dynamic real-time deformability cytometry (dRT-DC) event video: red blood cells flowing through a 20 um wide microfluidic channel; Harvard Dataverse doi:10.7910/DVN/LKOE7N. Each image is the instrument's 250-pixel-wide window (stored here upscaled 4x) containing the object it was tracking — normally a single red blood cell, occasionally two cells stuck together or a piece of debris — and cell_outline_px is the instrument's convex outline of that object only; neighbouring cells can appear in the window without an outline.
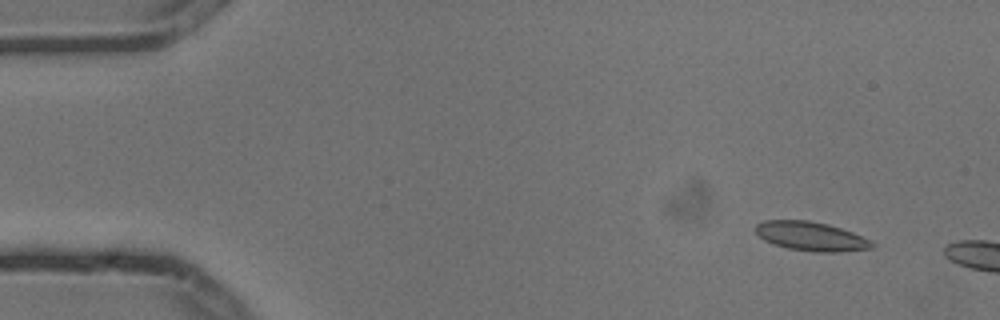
{"species": "common noctule bat (a hibernating species)", "species_latin": "Nyctalus noctula", "temperature_condition": "cold", "stored_images_in_passage": 4, "camera_frame_rate_fps": 3000, "um_per_image_px": 0.085, "animal": {"sex": "male", "body_mass_g": 13.3}, "frame": {"image": 1, "passage_image": 1, "time_ms": 0.0, "image_size_px": [1000, 320], "cell_outline_px": [[876, 248], [840, 252], [816, 252], [788, 248], [764, 240], [756, 232], [756, 224], [764, 220], [808, 220], [828, 224], [852, 232], [872, 240], [876, 244]], "centroid_in_image_um": [69.0, 20.09], "position_along_channel_um": 16.0, "area_um2": 19.77}}